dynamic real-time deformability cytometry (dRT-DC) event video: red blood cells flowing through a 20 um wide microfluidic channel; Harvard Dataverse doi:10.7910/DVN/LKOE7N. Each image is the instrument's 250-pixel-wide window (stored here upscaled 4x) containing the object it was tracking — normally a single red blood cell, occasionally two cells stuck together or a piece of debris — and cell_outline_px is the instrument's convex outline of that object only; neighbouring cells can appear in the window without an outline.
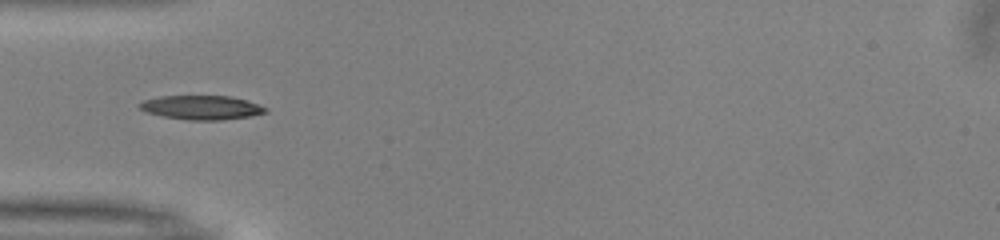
{"species": "common noctule bat (a hibernating species)", "species_latin": "Nyctalus noctula", "temperature_condition": "warm", "stored_images_in_passage": 10, "camera_frame_rate_fps": 3000, "um_per_image_px": 0.085, "animal": {"sex": "male", "body_mass_g": 13.0, "forearm_length_mm": 53.1}, "frame": {"image": 1, "passage_image": 1, "time_ms": 0.0, "image_size_px": [1000, 240], "cell_outline_px": [[268, 112], [252, 116], [220, 120], [188, 120], [164, 116], [148, 112], [140, 108], [136, 104], [144, 100], [160, 96], [232, 96], [248, 100], [268, 108]], "centroid_in_image_um": [17.18, 9.13], "position_along_channel_um": 67.8, "area_um2": 17.74}}
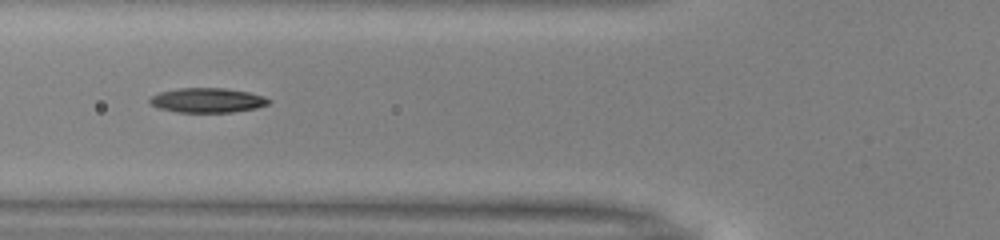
{"frame": {"image": 2, "passage_image": 4, "time_ms": 1.0, "image_size_px": [1000, 240], "cell_outline_px": [[272, 100], [268, 104], [256, 108], [232, 112], [180, 112], [160, 108], [152, 104], [148, 100], [152, 96], [160, 92], [180, 88], [224, 88], [248, 92], [264, 96]], "centroid_in_image_um": [17.66, 8.52], "position_along_channel_um": 108.1, "area_um2": 16.88}}
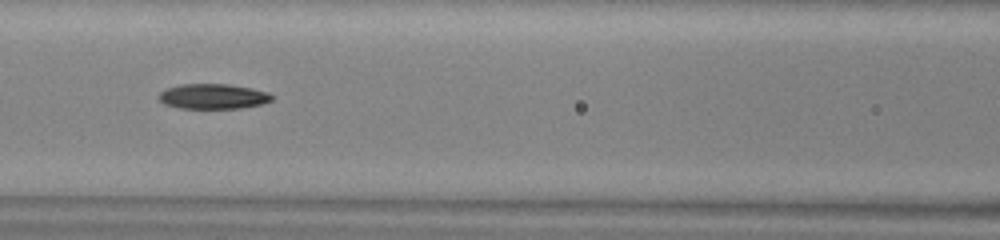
{"frame": {"image": 3, "passage_image": 7, "time_ms": 2.0, "image_size_px": [1000, 240], "cell_outline_px": [[272, 100], [264, 104], [240, 108], [180, 108], [164, 104], [160, 100], [160, 92], [168, 88], [180, 84], [228, 84], [252, 88], [268, 92], [272, 96]], "centroid_in_image_um": [18.14, 8.19], "position_along_channel_um": 148.5, "area_um2": 16.47}}